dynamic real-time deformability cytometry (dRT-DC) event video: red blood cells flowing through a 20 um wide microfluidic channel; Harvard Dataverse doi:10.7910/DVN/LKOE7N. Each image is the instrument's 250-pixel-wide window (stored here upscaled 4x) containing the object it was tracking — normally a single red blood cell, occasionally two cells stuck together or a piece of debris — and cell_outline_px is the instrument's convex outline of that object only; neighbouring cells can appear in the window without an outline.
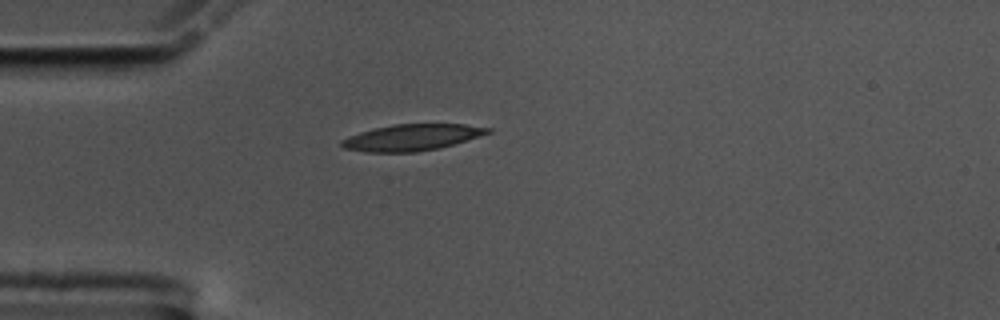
{"species": "common noctule bat (a hibernating species)", "species_latin": "Nyctalus noctula", "temperature_condition": "cold", "stored_images_in_passage": 26, "camera_frame_rate_fps": 3000, "um_per_image_px": 0.085, "animal": {"sex": "male", "body_mass_g": 17.5, "forearm_length_mm": 52.3}, "frame": {"image": 1, "passage_image": 1, "time_ms": 0.0, "image_size_px": [1000, 320], "cell_outline_px": [[492, 132], [440, 148], [416, 152], [364, 152], [344, 148], [340, 144], [340, 140], [348, 136], [360, 132], [392, 124], [464, 124], [492, 128]], "centroid_in_image_um": [34.99, 11.68], "position_along_channel_um": 50.0, "area_um2": 22.43}}
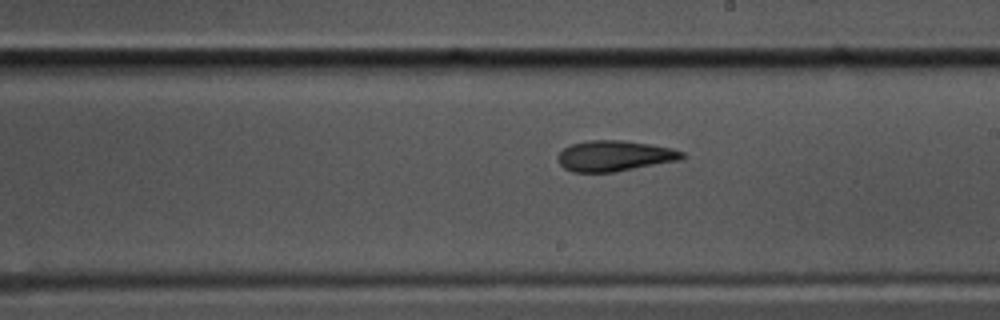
{"frame": {"image": 2, "passage_image": 18, "time_ms": 5.667, "image_size_px": [1000, 320], "cell_outline_px": [[684, 156], [680, 160], [616, 172], [572, 172], [564, 168], [560, 164], [556, 156], [568, 144], [588, 140], [624, 140], [652, 144], [672, 148], [684, 152]], "centroid_in_image_um": [52.22, 13.24], "position_along_channel_um": 236.8, "area_um2": 22.48}}
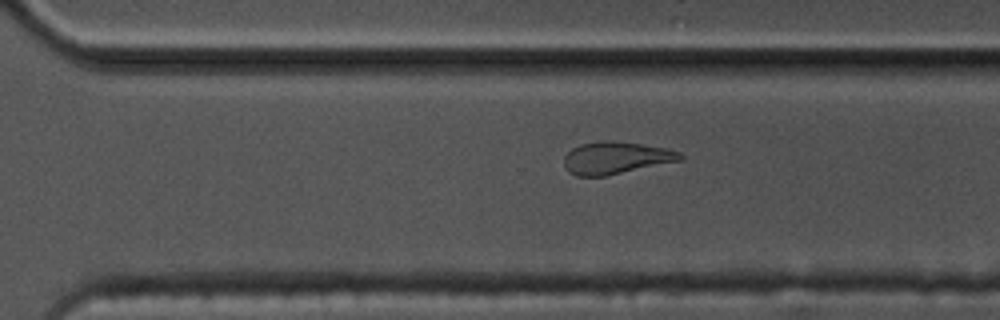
{"frame": {"image": 3, "passage_image": 25, "time_ms": 8.0, "image_size_px": [1000, 320], "cell_outline_px": [[684, 160], [604, 176], [576, 176], [568, 172], [564, 168], [564, 156], [572, 148], [580, 144], [600, 140], [604, 140], [640, 144], [668, 148], [680, 152], [684, 156]], "centroid_in_image_um": [52.35, 13.42], "position_along_channel_um": 318.3, "area_um2": 21.96}}